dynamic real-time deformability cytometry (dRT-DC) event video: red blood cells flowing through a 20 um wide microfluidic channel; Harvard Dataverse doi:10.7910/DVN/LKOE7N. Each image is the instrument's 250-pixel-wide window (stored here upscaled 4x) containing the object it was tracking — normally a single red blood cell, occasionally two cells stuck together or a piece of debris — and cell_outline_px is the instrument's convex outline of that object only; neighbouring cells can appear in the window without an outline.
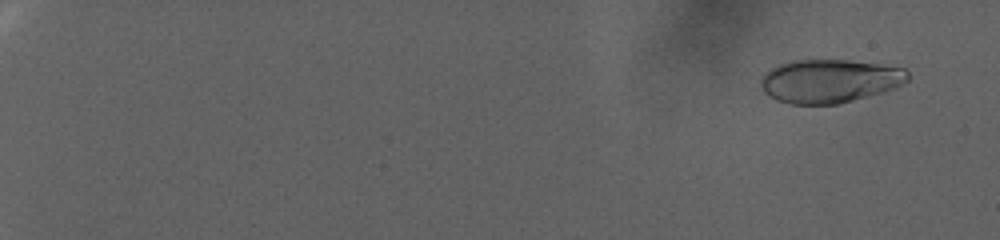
{"species": "human", "species_latin": "Homo sapiens", "temperature_condition": "warm", "stored_images_in_passage": 94, "camera_frame_rate_fps": 3000, "um_per_image_px": 0.085, "donor": {"sex": "female"}, "frame": {"image": 1, "passage_image": 7, "time_ms": 2.0, "image_size_px": [1000, 240], "cell_outline_px": [[908, 80], [904, 84], [896, 88], [884, 92], [836, 104], [792, 104], [776, 100], [768, 96], [764, 92], [760, 84], [760, 80], [764, 72], [780, 64], [792, 60], [848, 60], [904, 68], [908, 72]], "centroid_in_image_um": [70.5, 6.89], "position_along_channel_um": 14.5, "area_um2": 37.28}}
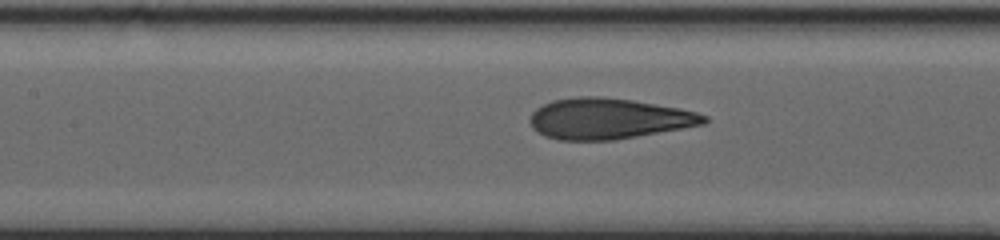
{"frame": {"image": 2, "passage_image": 52, "time_ms": 17.0, "image_size_px": [1000, 240], "cell_outline_px": [[708, 120], [704, 124], [636, 136], [612, 140], [560, 140], [544, 136], [532, 128], [528, 120], [532, 112], [536, 108], [552, 100], [576, 96], [600, 96], [632, 100], [680, 108], [696, 112], [708, 116]], "centroid_in_image_um": [51.68, 10.07], "position_along_channel_um": 155.7, "area_um2": 41.38}}
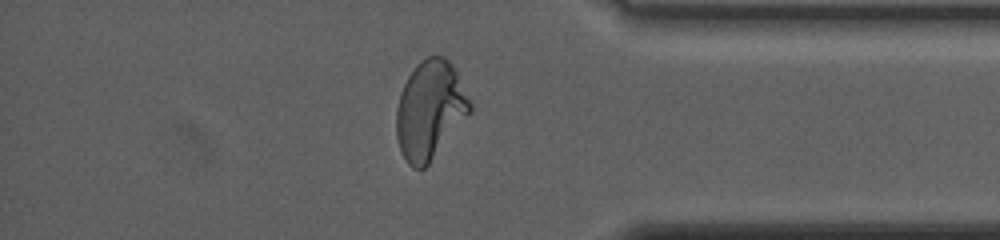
{"frame": {"image": 3, "passage_image": 83, "time_ms": 27.333, "image_size_px": [1000, 240], "cell_outline_px": [[472, 112], [428, 164], [424, 168], [412, 168], [408, 164], [400, 152], [396, 136], [396, 108], [400, 92], [408, 76], [416, 64], [420, 60], [428, 56], [444, 56], [448, 60], [456, 72], [472, 104]], "centroid_in_image_um": [36.53, 9.36], "position_along_channel_um": 398.7, "area_um2": 42.25}, "authors_computed_cell_mechanics": {"area_um2": 40.5178, "velocity_mm_per_s": 2.4408, "shape_relaxation_time_tau1_ms": 8.5878, "shape_relaxation_time_tau2_ms": null, "deformation_change_tau1": 0.2623, "deformation_change_tau2": null}}